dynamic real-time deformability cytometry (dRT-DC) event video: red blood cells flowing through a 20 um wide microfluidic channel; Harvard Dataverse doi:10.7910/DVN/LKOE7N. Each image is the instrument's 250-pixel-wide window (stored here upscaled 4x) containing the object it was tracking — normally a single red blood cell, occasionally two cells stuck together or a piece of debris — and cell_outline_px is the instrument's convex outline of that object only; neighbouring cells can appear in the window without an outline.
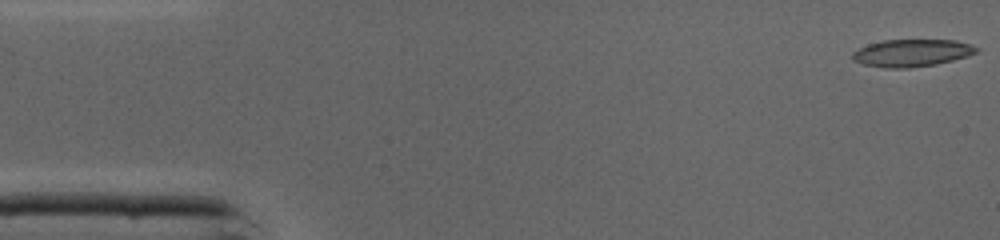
{"species": "common noctule bat (a hibernating species)", "species_latin": "Nyctalus noctula", "temperature_condition": "cold", "stored_images_in_passage": 42, "camera_frame_rate_fps": 3000, "um_per_image_px": 0.085, "animal": {"sex": "male", "body_mass_g": 19.0, "forearm_length_mm": 50.8}, "frame": {"image": 1, "passage_image": 1, "time_ms": 0.0, "image_size_px": [1000, 240], "cell_outline_px": [[980, 48], [976, 52], [968, 56], [936, 64], [908, 68], [884, 68], [864, 64], [852, 60], [852, 52], [868, 44], [884, 40], [956, 40], [972, 44]], "centroid_in_image_um": [77.52, 4.5], "position_along_channel_um": 7.5, "area_um2": 19.77}}
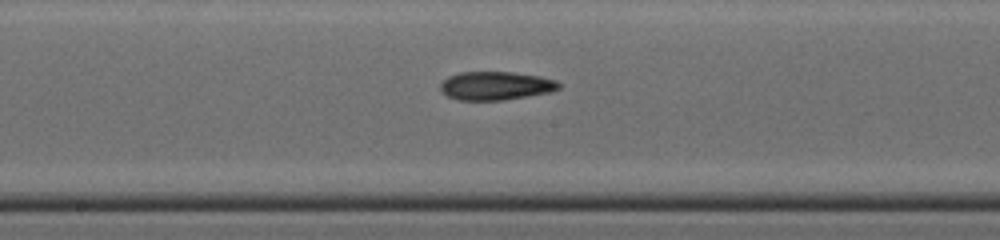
{"frame": {"image": 2, "passage_image": 23, "time_ms": 7.333, "image_size_px": [1000, 240], "cell_outline_px": [[560, 88], [552, 92], [504, 100], [456, 100], [440, 92], [440, 84], [448, 76], [460, 72], [512, 72], [540, 76], [556, 80], [560, 84]], "centroid_in_image_um": [42.13, 7.29], "position_along_channel_um": 206.1, "area_um2": 19.83}}
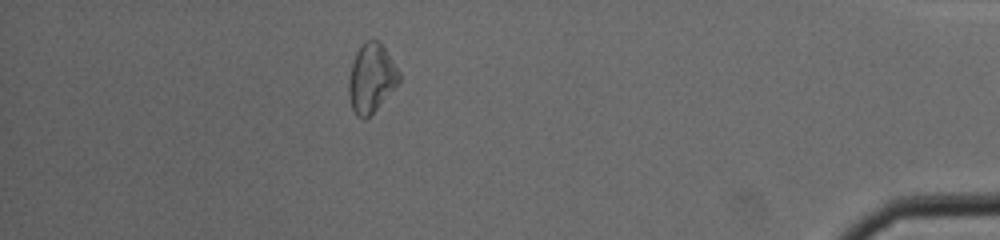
{"frame": {"image": 3, "passage_image": 40, "time_ms": 13.0, "image_size_px": [1000, 240], "cell_outline_px": [[400, 80], [376, 108], [364, 120], [356, 116], [352, 108], [348, 92], [348, 80], [352, 64], [356, 52], [368, 40], [380, 40], [400, 72]], "centroid_in_image_um": [31.55, 6.63], "position_along_channel_um": 403.6, "area_um2": 19.83}}